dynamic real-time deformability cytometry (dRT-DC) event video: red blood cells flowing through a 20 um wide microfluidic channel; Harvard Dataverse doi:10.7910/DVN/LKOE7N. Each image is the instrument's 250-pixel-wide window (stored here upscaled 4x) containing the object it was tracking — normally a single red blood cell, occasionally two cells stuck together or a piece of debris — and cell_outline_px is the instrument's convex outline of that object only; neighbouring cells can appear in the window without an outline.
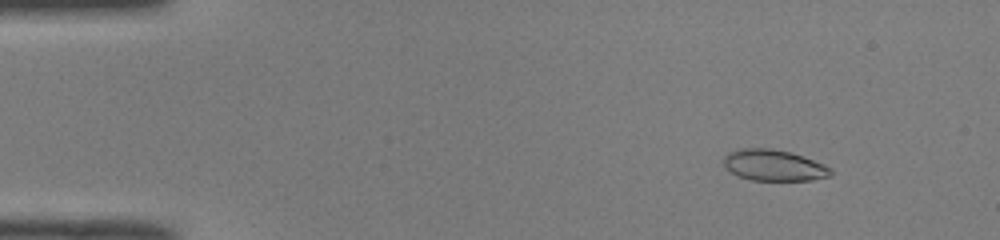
{"species": "common noctule bat (a hibernating species)", "species_latin": "Nyctalus noctula", "temperature_condition": "room temperature", "stored_images_in_passage": 14, "camera_frame_rate_fps": 3000, "um_per_image_px": 0.085, "animal": {"sex": "male", "body_mass_g": 19.0, "forearm_length_mm": 50.8}, "frame": {"image": 1, "passage_image": 5, "time_ms": 1.333, "image_size_px": [1000, 240], "cell_outline_px": [[832, 176], [812, 180], [752, 180], [740, 176], [724, 168], [724, 156], [728, 152], [740, 148], [772, 148], [792, 152], [824, 164], [832, 168]], "centroid_in_image_um": [65.79, 14.04], "position_along_channel_um": 19.2, "area_um2": 19.59}}